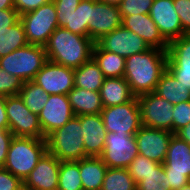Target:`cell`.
Instances as JSON below:
<instances>
[{
  "label": "cell",
  "instance_id": "1",
  "mask_svg": "<svg viewBox=\"0 0 190 190\" xmlns=\"http://www.w3.org/2000/svg\"><path fill=\"white\" fill-rule=\"evenodd\" d=\"M167 50L150 48L126 58L124 79L135 97L155 92L161 75L167 69Z\"/></svg>",
  "mask_w": 190,
  "mask_h": 190
},
{
  "label": "cell",
  "instance_id": "2",
  "mask_svg": "<svg viewBox=\"0 0 190 190\" xmlns=\"http://www.w3.org/2000/svg\"><path fill=\"white\" fill-rule=\"evenodd\" d=\"M94 45L89 37L58 27L44 48L47 60L76 69L92 59Z\"/></svg>",
  "mask_w": 190,
  "mask_h": 190
},
{
  "label": "cell",
  "instance_id": "3",
  "mask_svg": "<svg viewBox=\"0 0 190 190\" xmlns=\"http://www.w3.org/2000/svg\"><path fill=\"white\" fill-rule=\"evenodd\" d=\"M46 152V138L14 136L3 168L24 181Z\"/></svg>",
  "mask_w": 190,
  "mask_h": 190
},
{
  "label": "cell",
  "instance_id": "4",
  "mask_svg": "<svg viewBox=\"0 0 190 190\" xmlns=\"http://www.w3.org/2000/svg\"><path fill=\"white\" fill-rule=\"evenodd\" d=\"M47 151L60 161H78L89 157L85 153L80 116H74L63 127L46 137Z\"/></svg>",
  "mask_w": 190,
  "mask_h": 190
},
{
  "label": "cell",
  "instance_id": "5",
  "mask_svg": "<svg viewBox=\"0 0 190 190\" xmlns=\"http://www.w3.org/2000/svg\"><path fill=\"white\" fill-rule=\"evenodd\" d=\"M47 61L45 48L28 44L0 58V68L23 82L33 81Z\"/></svg>",
  "mask_w": 190,
  "mask_h": 190
},
{
  "label": "cell",
  "instance_id": "6",
  "mask_svg": "<svg viewBox=\"0 0 190 190\" xmlns=\"http://www.w3.org/2000/svg\"><path fill=\"white\" fill-rule=\"evenodd\" d=\"M56 6L51 0L37 9L20 16L29 44L45 46L51 34L58 28Z\"/></svg>",
  "mask_w": 190,
  "mask_h": 190
},
{
  "label": "cell",
  "instance_id": "7",
  "mask_svg": "<svg viewBox=\"0 0 190 190\" xmlns=\"http://www.w3.org/2000/svg\"><path fill=\"white\" fill-rule=\"evenodd\" d=\"M163 167L171 190H179L190 182V145L176 134L171 136Z\"/></svg>",
  "mask_w": 190,
  "mask_h": 190
},
{
  "label": "cell",
  "instance_id": "8",
  "mask_svg": "<svg viewBox=\"0 0 190 190\" xmlns=\"http://www.w3.org/2000/svg\"><path fill=\"white\" fill-rule=\"evenodd\" d=\"M100 114L107 132L135 136L142 126L137 97L125 104L103 107Z\"/></svg>",
  "mask_w": 190,
  "mask_h": 190
},
{
  "label": "cell",
  "instance_id": "9",
  "mask_svg": "<svg viewBox=\"0 0 190 190\" xmlns=\"http://www.w3.org/2000/svg\"><path fill=\"white\" fill-rule=\"evenodd\" d=\"M5 108L9 131L14 136L46 138L43 135L38 115L33 114L26 107L19 94L6 97Z\"/></svg>",
  "mask_w": 190,
  "mask_h": 190
},
{
  "label": "cell",
  "instance_id": "10",
  "mask_svg": "<svg viewBox=\"0 0 190 190\" xmlns=\"http://www.w3.org/2000/svg\"><path fill=\"white\" fill-rule=\"evenodd\" d=\"M138 98L141 124L150 128L172 132L174 105L155 92L143 94Z\"/></svg>",
  "mask_w": 190,
  "mask_h": 190
},
{
  "label": "cell",
  "instance_id": "11",
  "mask_svg": "<svg viewBox=\"0 0 190 190\" xmlns=\"http://www.w3.org/2000/svg\"><path fill=\"white\" fill-rule=\"evenodd\" d=\"M137 155L135 136L107 132L104 150L99 157L109 168H128Z\"/></svg>",
  "mask_w": 190,
  "mask_h": 190
},
{
  "label": "cell",
  "instance_id": "12",
  "mask_svg": "<svg viewBox=\"0 0 190 190\" xmlns=\"http://www.w3.org/2000/svg\"><path fill=\"white\" fill-rule=\"evenodd\" d=\"M33 82L49 95H68L75 87L74 69L47 60Z\"/></svg>",
  "mask_w": 190,
  "mask_h": 190
},
{
  "label": "cell",
  "instance_id": "13",
  "mask_svg": "<svg viewBox=\"0 0 190 190\" xmlns=\"http://www.w3.org/2000/svg\"><path fill=\"white\" fill-rule=\"evenodd\" d=\"M95 43L101 49L115 53L125 59L150 49L142 38L124 26H120L111 33L105 34Z\"/></svg>",
  "mask_w": 190,
  "mask_h": 190
},
{
  "label": "cell",
  "instance_id": "14",
  "mask_svg": "<svg viewBox=\"0 0 190 190\" xmlns=\"http://www.w3.org/2000/svg\"><path fill=\"white\" fill-rule=\"evenodd\" d=\"M172 132L141 126L135 134L138 154L163 164L169 148Z\"/></svg>",
  "mask_w": 190,
  "mask_h": 190
},
{
  "label": "cell",
  "instance_id": "15",
  "mask_svg": "<svg viewBox=\"0 0 190 190\" xmlns=\"http://www.w3.org/2000/svg\"><path fill=\"white\" fill-rule=\"evenodd\" d=\"M120 26H122V15L118 6L101 1H91L88 37L92 41H98L102 36Z\"/></svg>",
  "mask_w": 190,
  "mask_h": 190
},
{
  "label": "cell",
  "instance_id": "16",
  "mask_svg": "<svg viewBox=\"0 0 190 190\" xmlns=\"http://www.w3.org/2000/svg\"><path fill=\"white\" fill-rule=\"evenodd\" d=\"M60 162L47 151L23 181V189L58 190Z\"/></svg>",
  "mask_w": 190,
  "mask_h": 190
},
{
  "label": "cell",
  "instance_id": "17",
  "mask_svg": "<svg viewBox=\"0 0 190 190\" xmlns=\"http://www.w3.org/2000/svg\"><path fill=\"white\" fill-rule=\"evenodd\" d=\"M74 116L68 95H49L47 103L38 115L43 135L47 137Z\"/></svg>",
  "mask_w": 190,
  "mask_h": 190
},
{
  "label": "cell",
  "instance_id": "18",
  "mask_svg": "<svg viewBox=\"0 0 190 190\" xmlns=\"http://www.w3.org/2000/svg\"><path fill=\"white\" fill-rule=\"evenodd\" d=\"M167 69L190 89V34L171 41L167 49Z\"/></svg>",
  "mask_w": 190,
  "mask_h": 190
},
{
  "label": "cell",
  "instance_id": "19",
  "mask_svg": "<svg viewBox=\"0 0 190 190\" xmlns=\"http://www.w3.org/2000/svg\"><path fill=\"white\" fill-rule=\"evenodd\" d=\"M149 15L168 43L184 35L173 0H154Z\"/></svg>",
  "mask_w": 190,
  "mask_h": 190
},
{
  "label": "cell",
  "instance_id": "20",
  "mask_svg": "<svg viewBox=\"0 0 190 190\" xmlns=\"http://www.w3.org/2000/svg\"><path fill=\"white\" fill-rule=\"evenodd\" d=\"M122 26L136 33L150 48L168 49L169 43L163 38L149 14L122 16Z\"/></svg>",
  "mask_w": 190,
  "mask_h": 190
},
{
  "label": "cell",
  "instance_id": "21",
  "mask_svg": "<svg viewBox=\"0 0 190 190\" xmlns=\"http://www.w3.org/2000/svg\"><path fill=\"white\" fill-rule=\"evenodd\" d=\"M85 153L99 157L105 146L107 131L101 114L80 115Z\"/></svg>",
  "mask_w": 190,
  "mask_h": 190
},
{
  "label": "cell",
  "instance_id": "22",
  "mask_svg": "<svg viewBox=\"0 0 190 190\" xmlns=\"http://www.w3.org/2000/svg\"><path fill=\"white\" fill-rule=\"evenodd\" d=\"M99 92L103 107L125 104L135 97L124 77L105 78Z\"/></svg>",
  "mask_w": 190,
  "mask_h": 190
},
{
  "label": "cell",
  "instance_id": "23",
  "mask_svg": "<svg viewBox=\"0 0 190 190\" xmlns=\"http://www.w3.org/2000/svg\"><path fill=\"white\" fill-rule=\"evenodd\" d=\"M68 98L75 116L100 114L103 110L100 92L74 87Z\"/></svg>",
  "mask_w": 190,
  "mask_h": 190
},
{
  "label": "cell",
  "instance_id": "24",
  "mask_svg": "<svg viewBox=\"0 0 190 190\" xmlns=\"http://www.w3.org/2000/svg\"><path fill=\"white\" fill-rule=\"evenodd\" d=\"M107 168L100 157L89 156L79 160L83 190H101Z\"/></svg>",
  "mask_w": 190,
  "mask_h": 190
},
{
  "label": "cell",
  "instance_id": "25",
  "mask_svg": "<svg viewBox=\"0 0 190 190\" xmlns=\"http://www.w3.org/2000/svg\"><path fill=\"white\" fill-rule=\"evenodd\" d=\"M155 93L173 105L190 101V89L178 82L168 69L161 75Z\"/></svg>",
  "mask_w": 190,
  "mask_h": 190
},
{
  "label": "cell",
  "instance_id": "26",
  "mask_svg": "<svg viewBox=\"0 0 190 190\" xmlns=\"http://www.w3.org/2000/svg\"><path fill=\"white\" fill-rule=\"evenodd\" d=\"M92 59L98 65L105 78H118L124 76L126 62V59L124 57L101 49L95 43Z\"/></svg>",
  "mask_w": 190,
  "mask_h": 190
},
{
  "label": "cell",
  "instance_id": "27",
  "mask_svg": "<svg viewBox=\"0 0 190 190\" xmlns=\"http://www.w3.org/2000/svg\"><path fill=\"white\" fill-rule=\"evenodd\" d=\"M104 79L102 71L93 59L74 69L75 87L99 92Z\"/></svg>",
  "mask_w": 190,
  "mask_h": 190
},
{
  "label": "cell",
  "instance_id": "28",
  "mask_svg": "<svg viewBox=\"0 0 190 190\" xmlns=\"http://www.w3.org/2000/svg\"><path fill=\"white\" fill-rule=\"evenodd\" d=\"M28 44L24 25L19 19L14 25L0 33V58Z\"/></svg>",
  "mask_w": 190,
  "mask_h": 190
},
{
  "label": "cell",
  "instance_id": "29",
  "mask_svg": "<svg viewBox=\"0 0 190 190\" xmlns=\"http://www.w3.org/2000/svg\"><path fill=\"white\" fill-rule=\"evenodd\" d=\"M19 96L26 107L36 115H39L49 99V94L33 81L23 83Z\"/></svg>",
  "mask_w": 190,
  "mask_h": 190
},
{
  "label": "cell",
  "instance_id": "30",
  "mask_svg": "<svg viewBox=\"0 0 190 190\" xmlns=\"http://www.w3.org/2000/svg\"><path fill=\"white\" fill-rule=\"evenodd\" d=\"M101 190H137L127 168H107Z\"/></svg>",
  "mask_w": 190,
  "mask_h": 190
},
{
  "label": "cell",
  "instance_id": "31",
  "mask_svg": "<svg viewBox=\"0 0 190 190\" xmlns=\"http://www.w3.org/2000/svg\"><path fill=\"white\" fill-rule=\"evenodd\" d=\"M58 190H83L79 160L60 162Z\"/></svg>",
  "mask_w": 190,
  "mask_h": 190
},
{
  "label": "cell",
  "instance_id": "32",
  "mask_svg": "<svg viewBox=\"0 0 190 190\" xmlns=\"http://www.w3.org/2000/svg\"><path fill=\"white\" fill-rule=\"evenodd\" d=\"M91 15V1H81L75 12L70 16V26L64 29L72 33L88 37V24Z\"/></svg>",
  "mask_w": 190,
  "mask_h": 190
},
{
  "label": "cell",
  "instance_id": "33",
  "mask_svg": "<svg viewBox=\"0 0 190 190\" xmlns=\"http://www.w3.org/2000/svg\"><path fill=\"white\" fill-rule=\"evenodd\" d=\"M137 190H171L168 177L163 164L156 166L153 171L143 176V179L136 184Z\"/></svg>",
  "mask_w": 190,
  "mask_h": 190
},
{
  "label": "cell",
  "instance_id": "34",
  "mask_svg": "<svg viewBox=\"0 0 190 190\" xmlns=\"http://www.w3.org/2000/svg\"><path fill=\"white\" fill-rule=\"evenodd\" d=\"M159 163L138 154L127 168L134 182L137 184L148 173L158 166Z\"/></svg>",
  "mask_w": 190,
  "mask_h": 190
},
{
  "label": "cell",
  "instance_id": "35",
  "mask_svg": "<svg viewBox=\"0 0 190 190\" xmlns=\"http://www.w3.org/2000/svg\"><path fill=\"white\" fill-rule=\"evenodd\" d=\"M56 6L58 27L70 26V16L82 0H52Z\"/></svg>",
  "mask_w": 190,
  "mask_h": 190
},
{
  "label": "cell",
  "instance_id": "36",
  "mask_svg": "<svg viewBox=\"0 0 190 190\" xmlns=\"http://www.w3.org/2000/svg\"><path fill=\"white\" fill-rule=\"evenodd\" d=\"M23 83L19 77L13 76L0 68V95L5 97L18 95Z\"/></svg>",
  "mask_w": 190,
  "mask_h": 190
},
{
  "label": "cell",
  "instance_id": "37",
  "mask_svg": "<svg viewBox=\"0 0 190 190\" xmlns=\"http://www.w3.org/2000/svg\"><path fill=\"white\" fill-rule=\"evenodd\" d=\"M154 0H123L118 6L122 16L149 14Z\"/></svg>",
  "mask_w": 190,
  "mask_h": 190
},
{
  "label": "cell",
  "instance_id": "38",
  "mask_svg": "<svg viewBox=\"0 0 190 190\" xmlns=\"http://www.w3.org/2000/svg\"><path fill=\"white\" fill-rule=\"evenodd\" d=\"M172 133L176 134L190 122V101L174 105Z\"/></svg>",
  "mask_w": 190,
  "mask_h": 190
},
{
  "label": "cell",
  "instance_id": "39",
  "mask_svg": "<svg viewBox=\"0 0 190 190\" xmlns=\"http://www.w3.org/2000/svg\"><path fill=\"white\" fill-rule=\"evenodd\" d=\"M173 3L180 18L183 33L190 34V0H173Z\"/></svg>",
  "mask_w": 190,
  "mask_h": 190
},
{
  "label": "cell",
  "instance_id": "40",
  "mask_svg": "<svg viewBox=\"0 0 190 190\" xmlns=\"http://www.w3.org/2000/svg\"><path fill=\"white\" fill-rule=\"evenodd\" d=\"M0 190H24L23 181L7 169L0 167Z\"/></svg>",
  "mask_w": 190,
  "mask_h": 190
},
{
  "label": "cell",
  "instance_id": "41",
  "mask_svg": "<svg viewBox=\"0 0 190 190\" xmlns=\"http://www.w3.org/2000/svg\"><path fill=\"white\" fill-rule=\"evenodd\" d=\"M50 1L51 0H14V8L17 10L18 15L21 16Z\"/></svg>",
  "mask_w": 190,
  "mask_h": 190
},
{
  "label": "cell",
  "instance_id": "42",
  "mask_svg": "<svg viewBox=\"0 0 190 190\" xmlns=\"http://www.w3.org/2000/svg\"><path fill=\"white\" fill-rule=\"evenodd\" d=\"M19 19L20 16L16 9L0 10V33L14 25Z\"/></svg>",
  "mask_w": 190,
  "mask_h": 190
},
{
  "label": "cell",
  "instance_id": "43",
  "mask_svg": "<svg viewBox=\"0 0 190 190\" xmlns=\"http://www.w3.org/2000/svg\"><path fill=\"white\" fill-rule=\"evenodd\" d=\"M14 135L9 129H0V167H3L6 161L7 152Z\"/></svg>",
  "mask_w": 190,
  "mask_h": 190
},
{
  "label": "cell",
  "instance_id": "44",
  "mask_svg": "<svg viewBox=\"0 0 190 190\" xmlns=\"http://www.w3.org/2000/svg\"><path fill=\"white\" fill-rule=\"evenodd\" d=\"M6 97L0 95V129H9V122L6 114Z\"/></svg>",
  "mask_w": 190,
  "mask_h": 190
},
{
  "label": "cell",
  "instance_id": "45",
  "mask_svg": "<svg viewBox=\"0 0 190 190\" xmlns=\"http://www.w3.org/2000/svg\"><path fill=\"white\" fill-rule=\"evenodd\" d=\"M176 135H178L182 140L190 145V122L181 128Z\"/></svg>",
  "mask_w": 190,
  "mask_h": 190
},
{
  "label": "cell",
  "instance_id": "46",
  "mask_svg": "<svg viewBox=\"0 0 190 190\" xmlns=\"http://www.w3.org/2000/svg\"><path fill=\"white\" fill-rule=\"evenodd\" d=\"M15 9L14 0H0V10Z\"/></svg>",
  "mask_w": 190,
  "mask_h": 190
},
{
  "label": "cell",
  "instance_id": "47",
  "mask_svg": "<svg viewBox=\"0 0 190 190\" xmlns=\"http://www.w3.org/2000/svg\"><path fill=\"white\" fill-rule=\"evenodd\" d=\"M99 1L104 2L106 4L119 6L123 0H99Z\"/></svg>",
  "mask_w": 190,
  "mask_h": 190
},
{
  "label": "cell",
  "instance_id": "48",
  "mask_svg": "<svg viewBox=\"0 0 190 190\" xmlns=\"http://www.w3.org/2000/svg\"><path fill=\"white\" fill-rule=\"evenodd\" d=\"M179 190H190V182L187 183L185 186H183L181 189Z\"/></svg>",
  "mask_w": 190,
  "mask_h": 190
},
{
  "label": "cell",
  "instance_id": "49",
  "mask_svg": "<svg viewBox=\"0 0 190 190\" xmlns=\"http://www.w3.org/2000/svg\"><path fill=\"white\" fill-rule=\"evenodd\" d=\"M83 1H93V2H96V1H99V0H83Z\"/></svg>",
  "mask_w": 190,
  "mask_h": 190
}]
</instances>
